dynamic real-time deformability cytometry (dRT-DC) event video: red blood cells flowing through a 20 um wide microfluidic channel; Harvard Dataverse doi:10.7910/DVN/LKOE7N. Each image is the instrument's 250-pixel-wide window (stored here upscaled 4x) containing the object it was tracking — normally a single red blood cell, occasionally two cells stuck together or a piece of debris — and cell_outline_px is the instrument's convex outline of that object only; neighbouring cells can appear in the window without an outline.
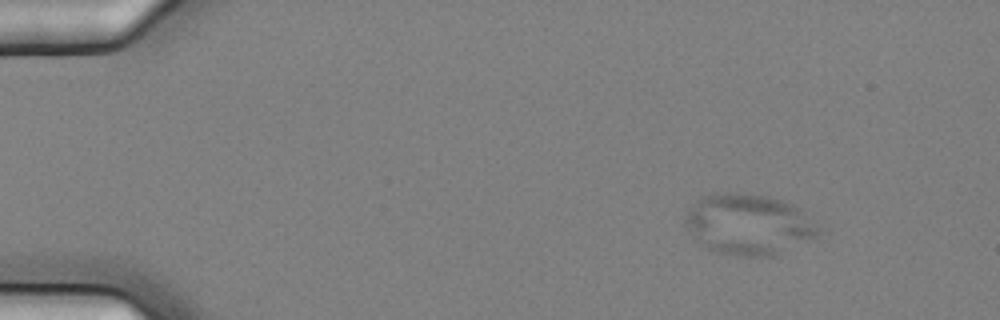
{"species": "common noctule bat (a hibernating species)", "species_latin": "Nyctalus noctula", "temperature_condition": "cold", "stored_images_in_passage": 8, "camera_frame_rate_fps": 3000, "um_per_image_px": 0.085, "animal": {"sex": "female", "body_mass_g": 25.1}, "frame": {"image": 1, "passage_image": 1, "time_ms": 0.0, "image_size_px": [1000, 320], "cell_outline_px": [[820, 232], [816, 236], [772, 256], [736, 256], [716, 252], [708, 248], [684, 224], [684, 216], [688, 208], [700, 196], [716, 192], [736, 192], [764, 196], [780, 200], [792, 204], [800, 208], [820, 228]], "centroid_in_image_um": [63.6, 19.04], "position_along_channel_um": 21.4, "area_um2": 46.76}}
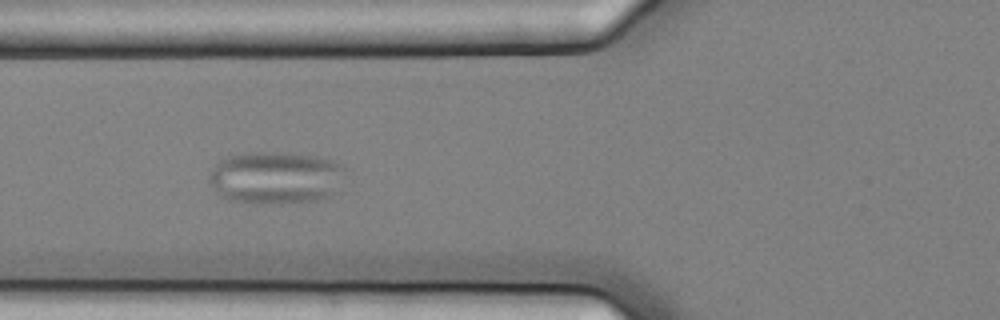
{"frame": {"image": 2, "passage_image": 6, "time_ms": 1.667, "image_size_px": [1000, 320], "cell_outline_px": [[348, 168], [340, 192], [316, 200], [280, 204], [256, 204], [228, 200], [220, 196], [208, 180], [208, 176], [212, 168], [220, 160], [228, 156], [244, 152], [288, 152], [320, 156], [332, 160]], "centroid_in_image_um": [23.5, 15.1], "position_along_channel_um": 102.3, "area_um2": 42.95}}
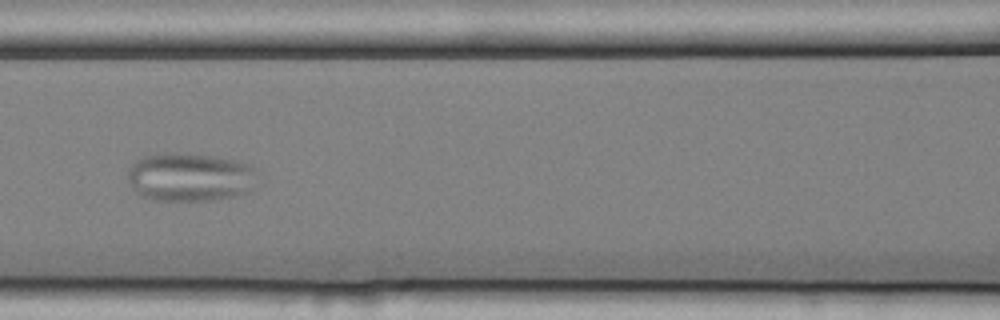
{"frame": {"image": 3, "passage_image": 7, "time_ms": 2.0, "image_size_px": [1000, 320], "cell_outline_px": [[260, 172], [252, 188], [236, 196], [212, 200], [156, 200], [144, 196], [136, 192], [128, 180], [128, 168], [140, 156], [160, 152], [176, 152], [212, 156], [236, 160], [248, 164], [256, 168]], "centroid_in_image_um": [16.16, 15.02], "position_along_channel_um": 150.4, "area_um2": 37.11}}